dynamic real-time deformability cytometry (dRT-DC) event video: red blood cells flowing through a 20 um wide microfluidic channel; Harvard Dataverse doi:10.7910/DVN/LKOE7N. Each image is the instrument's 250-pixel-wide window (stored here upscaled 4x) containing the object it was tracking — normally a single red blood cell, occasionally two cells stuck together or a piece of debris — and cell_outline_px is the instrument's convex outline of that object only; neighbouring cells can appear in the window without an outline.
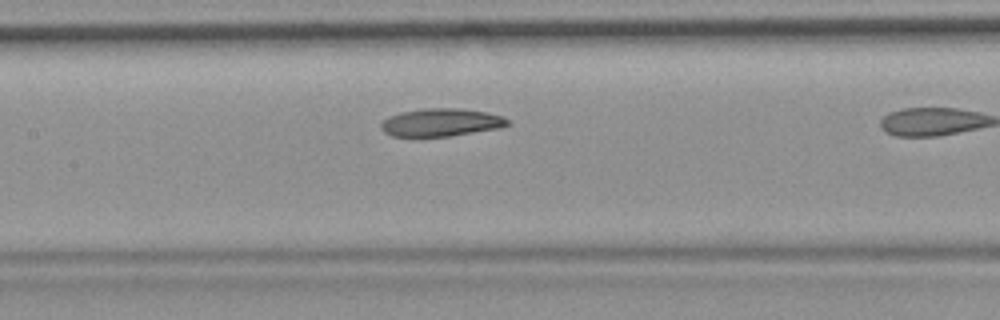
{"species": "common noctule bat (a hibernating species)", "species_latin": "Nyctalus noctula", "temperature_condition": "room temperature", "stored_images_in_passage": 8, "camera_frame_rate_fps": 3000, "um_per_image_px": 0.085, "animal": {"sex": "female", "body_mass_g": 19.9}, "frame": {"image": 1, "passage_image": 6, "time_ms": 1.667, "image_size_px": [1000, 320], "cell_outline_px": [[512, 124], [500, 128], [452, 136], [392, 136], [384, 132], [380, 128], [380, 124], [388, 116], [400, 112], [424, 108], [460, 108], [488, 112], [504, 116]], "centroid_in_image_um": [37.52, 10.4], "position_along_channel_um": 169.9, "area_um2": 20.81}}